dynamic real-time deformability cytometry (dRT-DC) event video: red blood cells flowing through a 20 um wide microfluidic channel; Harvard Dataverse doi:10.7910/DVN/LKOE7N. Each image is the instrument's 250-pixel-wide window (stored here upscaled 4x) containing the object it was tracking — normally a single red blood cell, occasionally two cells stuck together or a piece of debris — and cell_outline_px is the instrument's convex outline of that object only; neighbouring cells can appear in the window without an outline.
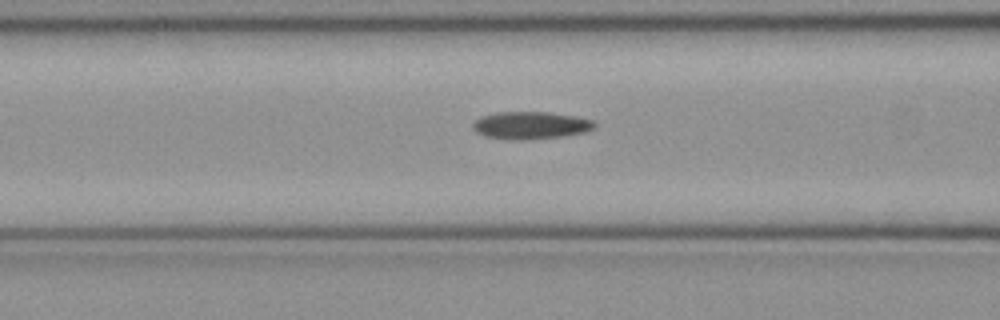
{"species": "common noctule bat (a hibernating species)", "species_latin": "Nyctalus noctula", "temperature_condition": "cold", "stored_images_in_passage": 51, "camera_frame_rate_fps": 3000, "um_per_image_px": 0.085, "animal": {"sex": "female", "body_mass_g": 21.9}, "frame": {"image": 1, "passage_image": 20, "time_ms": 6.333, "image_size_px": [1000, 320], "cell_outline_px": [[596, 128], [584, 132], [564, 136], [532, 140], [508, 140], [484, 136], [476, 132], [472, 128], [472, 124], [480, 116], [496, 112], [548, 112], [576, 116], [592, 120], [596, 124]], "centroid_in_image_um": [45.09, 10.66], "position_along_channel_um": 121.5, "area_um2": 19.83}}
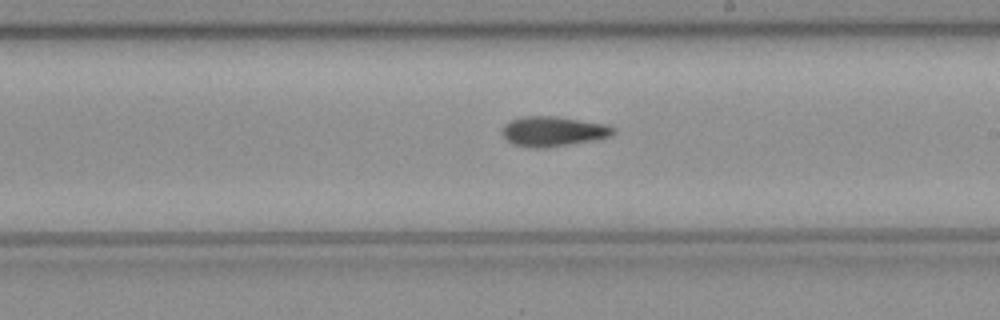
{"frame": {"image": 2, "passage_image": 29, "time_ms": 9.333, "image_size_px": [1000, 320], "cell_outline_px": [[616, 132], [612, 136], [596, 140], [548, 148], [532, 148], [512, 144], [504, 136], [504, 124], [512, 120], [524, 116], [556, 116], [604, 124], [616, 128]], "centroid_in_image_um": [47.07, 11.18], "position_along_channel_um": 241.9, "area_um2": 19.42}}
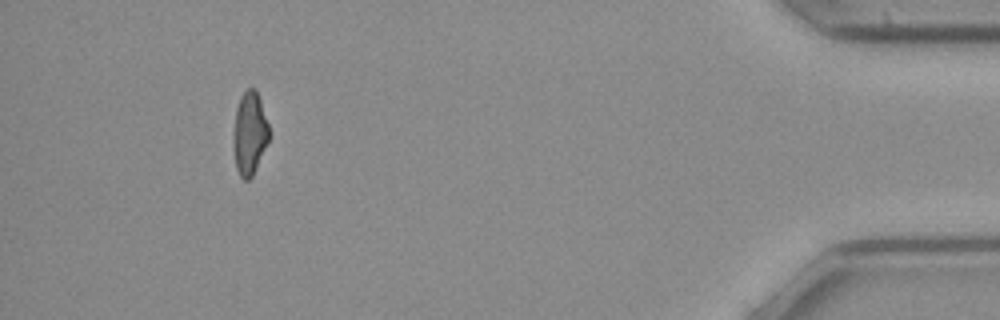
{"frame": {"image": 3, "passage_image": 47, "time_ms": 15.333, "image_size_px": [1000, 320], "cell_outline_px": [[268, 140], [252, 176], [248, 180], [244, 180], [240, 176], [236, 168], [236, 108], [240, 96], [248, 88], [256, 88], [268, 124]], "centroid_in_image_um": [21.25, 11.29], "position_along_channel_um": 414.0, "area_um2": 16.18}, "authors_computed_cell_mechanics": {"area_um2": 18.6116, "velocity_mm_per_s": 4.0134, "shape_relaxation_time_tau1_ms": 6.7337, "shape_relaxation_time_tau2_ms": 8.6593, "deformation_change_tau1": 0.1782, "deformation_change_tau2": 0.1882}}